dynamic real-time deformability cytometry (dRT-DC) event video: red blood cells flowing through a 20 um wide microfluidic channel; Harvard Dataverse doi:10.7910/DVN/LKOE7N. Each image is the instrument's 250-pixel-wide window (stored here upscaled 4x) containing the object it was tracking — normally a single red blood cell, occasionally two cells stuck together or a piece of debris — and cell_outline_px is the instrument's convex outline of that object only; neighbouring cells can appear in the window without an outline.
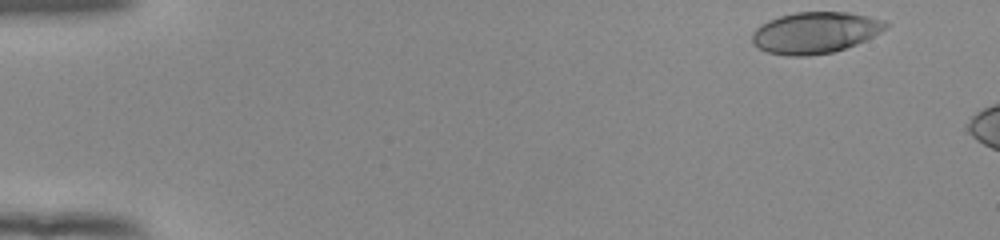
{"species": "human", "species_latin": "Homo sapiens", "temperature_condition": "room temperature", "stored_images_in_passage": 10, "camera_frame_rate_fps": 3000, "um_per_image_px": 0.085, "donor": {"sex": "female"}, "frame": {"image": 1, "passage_image": 1, "time_ms": 0.0, "image_size_px": [1000, 240], "cell_outline_px": [[888, 28], [856, 44], [832, 52], [808, 56], [788, 56], [768, 52], [752, 44], [752, 32], [760, 24], [768, 20], [780, 16], [796, 12], [848, 12], [868, 16], [884, 20], [888, 24]], "centroid_in_image_um": [69.27, 2.77], "position_along_channel_um": 15.7, "area_um2": 32.14}}